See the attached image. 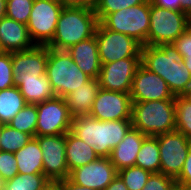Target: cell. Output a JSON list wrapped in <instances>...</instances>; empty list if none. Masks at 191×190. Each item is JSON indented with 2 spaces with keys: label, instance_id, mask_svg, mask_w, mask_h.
Segmentation results:
<instances>
[{
  "label": "cell",
  "instance_id": "6da1fadb",
  "mask_svg": "<svg viewBox=\"0 0 191 190\" xmlns=\"http://www.w3.org/2000/svg\"><path fill=\"white\" fill-rule=\"evenodd\" d=\"M173 44L143 45L141 64L163 78L174 96H184L191 89V73Z\"/></svg>",
  "mask_w": 191,
  "mask_h": 190
},
{
  "label": "cell",
  "instance_id": "7a4b0ae2",
  "mask_svg": "<svg viewBox=\"0 0 191 190\" xmlns=\"http://www.w3.org/2000/svg\"><path fill=\"white\" fill-rule=\"evenodd\" d=\"M131 128V119L100 121L86 115L74 117L70 131L93 147L99 157L110 158L112 150Z\"/></svg>",
  "mask_w": 191,
  "mask_h": 190
},
{
  "label": "cell",
  "instance_id": "3957f363",
  "mask_svg": "<svg viewBox=\"0 0 191 190\" xmlns=\"http://www.w3.org/2000/svg\"><path fill=\"white\" fill-rule=\"evenodd\" d=\"M98 23L93 8L63 7L54 37L47 46L55 50H67L94 36Z\"/></svg>",
  "mask_w": 191,
  "mask_h": 190
},
{
  "label": "cell",
  "instance_id": "277c9868",
  "mask_svg": "<svg viewBox=\"0 0 191 190\" xmlns=\"http://www.w3.org/2000/svg\"><path fill=\"white\" fill-rule=\"evenodd\" d=\"M131 123L146 136L176 130L175 100L132 102Z\"/></svg>",
  "mask_w": 191,
  "mask_h": 190
},
{
  "label": "cell",
  "instance_id": "5b68a950",
  "mask_svg": "<svg viewBox=\"0 0 191 190\" xmlns=\"http://www.w3.org/2000/svg\"><path fill=\"white\" fill-rule=\"evenodd\" d=\"M45 74L55 95L62 98L81 87L90 78L76 65L66 50L49 47Z\"/></svg>",
  "mask_w": 191,
  "mask_h": 190
},
{
  "label": "cell",
  "instance_id": "8992f818",
  "mask_svg": "<svg viewBox=\"0 0 191 190\" xmlns=\"http://www.w3.org/2000/svg\"><path fill=\"white\" fill-rule=\"evenodd\" d=\"M101 23L111 31L120 32L134 38L142 46L148 45L150 0L112 12Z\"/></svg>",
  "mask_w": 191,
  "mask_h": 190
},
{
  "label": "cell",
  "instance_id": "52a82bcc",
  "mask_svg": "<svg viewBox=\"0 0 191 190\" xmlns=\"http://www.w3.org/2000/svg\"><path fill=\"white\" fill-rule=\"evenodd\" d=\"M189 20L183 11L165 9L150 2L148 45L172 44L186 31Z\"/></svg>",
  "mask_w": 191,
  "mask_h": 190
},
{
  "label": "cell",
  "instance_id": "ba28073f",
  "mask_svg": "<svg viewBox=\"0 0 191 190\" xmlns=\"http://www.w3.org/2000/svg\"><path fill=\"white\" fill-rule=\"evenodd\" d=\"M95 36L100 63L106 64L129 57H141L142 45L134 38L107 29L98 23Z\"/></svg>",
  "mask_w": 191,
  "mask_h": 190
},
{
  "label": "cell",
  "instance_id": "9c48e42d",
  "mask_svg": "<svg viewBox=\"0 0 191 190\" xmlns=\"http://www.w3.org/2000/svg\"><path fill=\"white\" fill-rule=\"evenodd\" d=\"M63 7L58 0H34L27 28L35 45H47L53 39Z\"/></svg>",
  "mask_w": 191,
  "mask_h": 190
},
{
  "label": "cell",
  "instance_id": "30bf717a",
  "mask_svg": "<svg viewBox=\"0 0 191 190\" xmlns=\"http://www.w3.org/2000/svg\"><path fill=\"white\" fill-rule=\"evenodd\" d=\"M155 137L160 152V172L176 180L188 156L191 140L177 130Z\"/></svg>",
  "mask_w": 191,
  "mask_h": 190
},
{
  "label": "cell",
  "instance_id": "8fae6325",
  "mask_svg": "<svg viewBox=\"0 0 191 190\" xmlns=\"http://www.w3.org/2000/svg\"><path fill=\"white\" fill-rule=\"evenodd\" d=\"M35 136L66 134L71 130L73 117L64 98L55 96L37 103Z\"/></svg>",
  "mask_w": 191,
  "mask_h": 190
},
{
  "label": "cell",
  "instance_id": "7c38bea8",
  "mask_svg": "<svg viewBox=\"0 0 191 190\" xmlns=\"http://www.w3.org/2000/svg\"><path fill=\"white\" fill-rule=\"evenodd\" d=\"M42 150L44 175L50 181L66 179L69 170L66 164V134L35 136Z\"/></svg>",
  "mask_w": 191,
  "mask_h": 190
},
{
  "label": "cell",
  "instance_id": "4fadbf2b",
  "mask_svg": "<svg viewBox=\"0 0 191 190\" xmlns=\"http://www.w3.org/2000/svg\"><path fill=\"white\" fill-rule=\"evenodd\" d=\"M14 85L21 81L37 80L45 75L48 61V46L35 45L25 51L11 52Z\"/></svg>",
  "mask_w": 191,
  "mask_h": 190
},
{
  "label": "cell",
  "instance_id": "5bb4252c",
  "mask_svg": "<svg viewBox=\"0 0 191 190\" xmlns=\"http://www.w3.org/2000/svg\"><path fill=\"white\" fill-rule=\"evenodd\" d=\"M140 65L141 57H129L102 64L97 78L100 88L130 93L134 75Z\"/></svg>",
  "mask_w": 191,
  "mask_h": 190
},
{
  "label": "cell",
  "instance_id": "9a60e30c",
  "mask_svg": "<svg viewBox=\"0 0 191 190\" xmlns=\"http://www.w3.org/2000/svg\"><path fill=\"white\" fill-rule=\"evenodd\" d=\"M132 101L129 93L100 88L91 108L90 117L100 121L131 119Z\"/></svg>",
  "mask_w": 191,
  "mask_h": 190
},
{
  "label": "cell",
  "instance_id": "2e32d148",
  "mask_svg": "<svg viewBox=\"0 0 191 190\" xmlns=\"http://www.w3.org/2000/svg\"><path fill=\"white\" fill-rule=\"evenodd\" d=\"M129 94L132 102L175 100L167 82L142 64L136 70Z\"/></svg>",
  "mask_w": 191,
  "mask_h": 190
},
{
  "label": "cell",
  "instance_id": "e0dca14e",
  "mask_svg": "<svg viewBox=\"0 0 191 190\" xmlns=\"http://www.w3.org/2000/svg\"><path fill=\"white\" fill-rule=\"evenodd\" d=\"M116 175L117 170L110 158L99 157L82 167L71 170L68 179L84 187L104 190Z\"/></svg>",
  "mask_w": 191,
  "mask_h": 190
},
{
  "label": "cell",
  "instance_id": "ac0fdd59",
  "mask_svg": "<svg viewBox=\"0 0 191 190\" xmlns=\"http://www.w3.org/2000/svg\"><path fill=\"white\" fill-rule=\"evenodd\" d=\"M35 46L26 24L4 16L0 19V51L17 52Z\"/></svg>",
  "mask_w": 191,
  "mask_h": 190
},
{
  "label": "cell",
  "instance_id": "d6986e66",
  "mask_svg": "<svg viewBox=\"0 0 191 190\" xmlns=\"http://www.w3.org/2000/svg\"><path fill=\"white\" fill-rule=\"evenodd\" d=\"M66 51L85 74L90 78H98L101 63L95 35L69 47Z\"/></svg>",
  "mask_w": 191,
  "mask_h": 190
},
{
  "label": "cell",
  "instance_id": "ffe728a7",
  "mask_svg": "<svg viewBox=\"0 0 191 190\" xmlns=\"http://www.w3.org/2000/svg\"><path fill=\"white\" fill-rule=\"evenodd\" d=\"M146 137L145 134L132 127L112 150L110 160L117 172L135 165L137 154Z\"/></svg>",
  "mask_w": 191,
  "mask_h": 190
},
{
  "label": "cell",
  "instance_id": "44dd1931",
  "mask_svg": "<svg viewBox=\"0 0 191 190\" xmlns=\"http://www.w3.org/2000/svg\"><path fill=\"white\" fill-rule=\"evenodd\" d=\"M100 89L98 79L89 78L78 89H74L64 99L69 108L70 115L86 116L91 113V108Z\"/></svg>",
  "mask_w": 191,
  "mask_h": 190
},
{
  "label": "cell",
  "instance_id": "7402d4cb",
  "mask_svg": "<svg viewBox=\"0 0 191 190\" xmlns=\"http://www.w3.org/2000/svg\"><path fill=\"white\" fill-rule=\"evenodd\" d=\"M65 154L69 172L99 158L93 147L86 144L71 131L66 133Z\"/></svg>",
  "mask_w": 191,
  "mask_h": 190
},
{
  "label": "cell",
  "instance_id": "603a6c76",
  "mask_svg": "<svg viewBox=\"0 0 191 190\" xmlns=\"http://www.w3.org/2000/svg\"><path fill=\"white\" fill-rule=\"evenodd\" d=\"M17 160L18 173L44 174L42 150L38 140L33 137L28 143L14 153Z\"/></svg>",
  "mask_w": 191,
  "mask_h": 190
},
{
  "label": "cell",
  "instance_id": "cb8c5ba5",
  "mask_svg": "<svg viewBox=\"0 0 191 190\" xmlns=\"http://www.w3.org/2000/svg\"><path fill=\"white\" fill-rule=\"evenodd\" d=\"M17 87L26 103H42L56 96L46 74L38 77L37 80L21 81Z\"/></svg>",
  "mask_w": 191,
  "mask_h": 190
},
{
  "label": "cell",
  "instance_id": "d4e9b609",
  "mask_svg": "<svg viewBox=\"0 0 191 190\" xmlns=\"http://www.w3.org/2000/svg\"><path fill=\"white\" fill-rule=\"evenodd\" d=\"M26 104L17 86L0 90V123L7 125Z\"/></svg>",
  "mask_w": 191,
  "mask_h": 190
},
{
  "label": "cell",
  "instance_id": "484cf974",
  "mask_svg": "<svg viewBox=\"0 0 191 190\" xmlns=\"http://www.w3.org/2000/svg\"><path fill=\"white\" fill-rule=\"evenodd\" d=\"M135 165L151 173L160 172V152L156 137L147 136L143 140L136 157Z\"/></svg>",
  "mask_w": 191,
  "mask_h": 190
},
{
  "label": "cell",
  "instance_id": "4316f807",
  "mask_svg": "<svg viewBox=\"0 0 191 190\" xmlns=\"http://www.w3.org/2000/svg\"><path fill=\"white\" fill-rule=\"evenodd\" d=\"M50 180L44 174H21L2 182V190H41Z\"/></svg>",
  "mask_w": 191,
  "mask_h": 190
},
{
  "label": "cell",
  "instance_id": "83f0119b",
  "mask_svg": "<svg viewBox=\"0 0 191 190\" xmlns=\"http://www.w3.org/2000/svg\"><path fill=\"white\" fill-rule=\"evenodd\" d=\"M37 106L36 104L27 103L8 123V125L18 131L35 137L37 125Z\"/></svg>",
  "mask_w": 191,
  "mask_h": 190
},
{
  "label": "cell",
  "instance_id": "f1b7e54d",
  "mask_svg": "<svg viewBox=\"0 0 191 190\" xmlns=\"http://www.w3.org/2000/svg\"><path fill=\"white\" fill-rule=\"evenodd\" d=\"M31 138L29 134L18 131L8 124L3 125L0 134L1 151L15 153L23 148Z\"/></svg>",
  "mask_w": 191,
  "mask_h": 190
},
{
  "label": "cell",
  "instance_id": "f546056e",
  "mask_svg": "<svg viewBox=\"0 0 191 190\" xmlns=\"http://www.w3.org/2000/svg\"><path fill=\"white\" fill-rule=\"evenodd\" d=\"M176 130L191 140V102L184 96H175Z\"/></svg>",
  "mask_w": 191,
  "mask_h": 190
},
{
  "label": "cell",
  "instance_id": "4dcf8cb0",
  "mask_svg": "<svg viewBox=\"0 0 191 190\" xmlns=\"http://www.w3.org/2000/svg\"><path fill=\"white\" fill-rule=\"evenodd\" d=\"M117 175L122 179L129 190H142L151 172L134 165L118 171Z\"/></svg>",
  "mask_w": 191,
  "mask_h": 190
},
{
  "label": "cell",
  "instance_id": "1f68e13d",
  "mask_svg": "<svg viewBox=\"0 0 191 190\" xmlns=\"http://www.w3.org/2000/svg\"><path fill=\"white\" fill-rule=\"evenodd\" d=\"M147 0H96L94 12L101 22L108 14L117 12L121 9L129 8L138 4H142Z\"/></svg>",
  "mask_w": 191,
  "mask_h": 190
},
{
  "label": "cell",
  "instance_id": "d6a6232c",
  "mask_svg": "<svg viewBox=\"0 0 191 190\" xmlns=\"http://www.w3.org/2000/svg\"><path fill=\"white\" fill-rule=\"evenodd\" d=\"M33 3L34 0H6L5 16L27 25Z\"/></svg>",
  "mask_w": 191,
  "mask_h": 190
},
{
  "label": "cell",
  "instance_id": "836d02e7",
  "mask_svg": "<svg viewBox=\"0 0 191 190\" xmlns=\"http://www.w3.org/2000/svg\"><path fill=\"white\" fill-rule=\"evenodd\" d=\"M15 86L12 71L11 52H0V90Z\"/></svg>",
  "mask_w": 191,
  "mask_h": 190
},
{
  "label": "cell",
  "instance_id": "e575fe53",
  "mask_svg": "<svg viewBox=\"0 0 191 190\" xmlns=\"http://www.w3.org/2000/svg\"><path fill=\"white\" fill-rule=\"evenodd\" d=\"M1 183L18 174L17 160L12 152L0 151Z\"/></svg>",
  "mask_w": 191,
  "mask_h": 190
},
{
  "label": "cell",
  "instance_id": "d590c367",
  "mask_svg": "<svg viewBox=\"0 0 191 190\" xmlns=\"http://www.w3.org/2000/svg\"><path fill=\"white\" fill-rule=\"evenodd\" d=\"M176 184V180L165 174L151 173L142 190H170Z\"/></svg>",
  "mask_w": 191,
  "mask_h": 190
},
{
  "label": "cell",
  "instance_id": "8d00e7d4",
  "mask_svg": "<svg viewBox=\"0 0 191 190\" xmlns=\"http://www.w3.org/2000/svg\"><path fill=\"white\" fill-rule=\"evenodd\" d=\"M176 184L184 187H191V147L183 165L181 174L176 179Z\"/></svg>",
  "mask_w": 191,
  "mask_h": 190
},
{
  "label": "cell",
  "instance_id": "74e56055",
  "mask_svg": "<svg viewBox=\"0 0 191 190\" xmlns=\"http://www.w3.org/2000/svg\"><path fill=\"white\" fill-rule=\"evenodd\" d=\"M172 44L182 56L191 55V36L186 31Z\"/></svg>",
  "mask_w": 191,
  "mask_h": 190
},
{
  "label": "cell",
  "instance_id": "f35d334b",
  "mask_svg": "<svg viewBox=\"0 0 191 190\" xmlns=\"http://www.w3.org/2000/svg\"><path fill=\"white\" fill-rule=\"evenodd\" d=\"M182 0H150L151 4L169 10L181 11Z\"/></svg>",
  "mask_w": 191,
  "mask_h": 190
},
{
  "label": "cell",
  "instance_id": "ab89813d",
  "mask_svg": "<svg viewBox=\"0 0 191 190\" xmlns=\"http://www.w3.org/2000/svg\"><path fill=\"white\" fill-rule=\"evenodd\" d=\"M64 7L94 8L96 0H58Z\"/></svg>",
  "mask_w": 191,
  "mask_h": 190
},
{
  "label": "cell",
  "instance_id": "60d3db41",
  "mask_svg": "<svg viewBox=\"0 0 191 190\" xmlns=\"http://www.w3.org/2000/svg\"><path fill=\"white\" fill-rule=\"evenodd\" d=\"M59 190H95L71 182L68 178L59 180Z\"/></svg>",
  "mask_w": 191,
  "mask_h": 190
},
{
  "label": "cell",
  "instance_id": "b9f144b4",
  "mask_svg": "<svg viewBox=\"0 0 191 190\" xmlns=\"http://www.w3.org/2000/svg\"><path fill=\"white\" fill-rule=\"evenodd\" d=\"M104 190H129L122 179L116 175L112 182Z\"/></svg>",
  "mask_w": 191,
  "mask_h": 190
},
{
  "label": "cell",
  "instance_id": "7bdbcfd3",
  "mask_svg": "<svg viewBox=\"0 0 191 190\" xmlns=\"http://www.w3.org/2000/svg\"><path fill=\"white\" fill-rule=\"evenodd\" d=\"M181 11H183L189 17H191V0H182L181 1Z\"/></svg>",
  "mask_w": 191,
  "mask_h": 190
},
{
  "label": "cell",
  "instance_id": "ee69618b",
  "mask_svg": "<svg viewBox=\"0 0 191 190\" xmlns=\"http://www.w3.org/2000/svg\"><path fill=\"white\" fill-rule=\"evenodd\" d=\"M41 190H59V180L48 182Z\"/></svg>",
  "mask_w": 191,
  "mask_h": 190
},
{
  "label": "cell",
  "instance_id": "f6af8a7d",
  "mask_svg": "<svg viewBox=\"0 0 191 190\" xmlns=\"http://www.w3.org/2000/svg\"><path fill=\"white\" fill-rule=\"evenodd\" d=\"M6 14V0H0V19Z\"/></svg>",
  "mask_w": 191,
  "mask_h": 190
},
{
  "label": "cell",
  "instance_id": "bcb514c9",
  "mask_svg": "<svg viewBox=\"0 0 191 190\" xmlns=\"http://www.w3.org/2000/svg\"><path fill=\"white\" fill-rule=\"evenodd\" d=\"M183 63L186 65V67L189 69L191 73V55H183Z\"/></svg>",
  "mask_w": 191,
  "mask_h": 190
},
{
  "label": "cell",
  "instance_id": "7dc6e473",
  "mask_svg": "<svg viewBox=\"0 0 191 190\" xmlns=\"http://www.w3.org/2000/svg\"><path fill=\"white\" fill-rule=\"evenodd\" d=\"M186 32L191 36V20H189V22H188Z\"/></svg>",
  "mask_w": 191,
  "mask_h": 190
},
{
  "label": "cell",
  "instance_id": "c3c4849f",
  "mask_svg": "<svg viewBox=\"0 0 191 190\" xmlns=\"http://www.w3.org/2000/svg\"><path fill=\"white\" fill-rule=\"evenodd\" d=\"M170 190H183V186L175 184Z\"/></svg>",
  "mask_w": 191,
  "mask_h": 190
},
{
  "label": "cell",
  "instance_id": "681fc988",
  "mask_svg": "<svg viewBox=\"0 0 191 190\" xmlns=\"http://www.w3.org/2000/svg\"><path fill=\"white\" fill-rule=\"evenodd\" d=\"M184 97L191 102V89L184 95Z\"/></svg>",
  "mask_w": 191,
  "mask_h": 190
},
{
  "label": "cell",
  "instance_id": "f907efd6",
  "mask_svg": "<svg viewBox=\"0 0 191 190\" xmlns=\"http://www.w3.org/2000/svg\"><path fill=\"white\" fill-rule=\"evenodd\" d=\"M183 190H191V187H184L183 186Z\"/></svg>",
  "mask_w": 191,
  "mask_h": 190
},
{
  "label": "cell",
  "instance_id": "816d5d0a",
  "mask_svg": "<svg viewBox=\"0 0 191 190\" xmlns=\"http://www.w3.org/2000/svg\"><path fill=\"white\" fill-rule=\"evenodd\" d=\"M2 126L3 124L0 123V134H1ZM0 151H1V147H0Z\"/></svg>",
  "mask_w": 191,
  "mask_h": 190
}]
</instances>
